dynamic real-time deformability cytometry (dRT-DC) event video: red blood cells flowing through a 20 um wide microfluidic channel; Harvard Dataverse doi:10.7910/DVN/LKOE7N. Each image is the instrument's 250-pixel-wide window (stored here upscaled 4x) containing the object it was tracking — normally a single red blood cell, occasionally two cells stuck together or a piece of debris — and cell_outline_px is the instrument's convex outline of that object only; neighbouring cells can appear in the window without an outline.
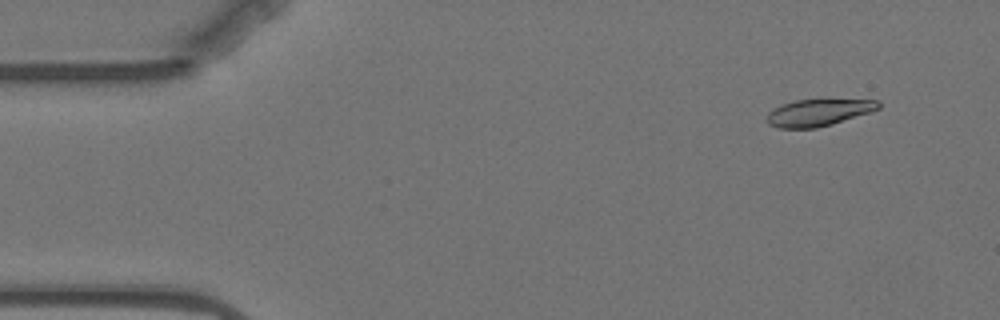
{"species": "Egyptian fruit bat (a non-hibernating species)", "species_latin": "Rousettus aegyptiacus", "temperature_condition": "warm", "stored_images_in_passage": 4, "camera_frame_rate_fps": 3000, "um_per_image_px": 0.085, "animal": {"sex": "female"}, "frame": {"image": 1, "passage_image": 1, "time_ms": 0.0, "image_size_px": [1000, 320], "cell_outline_px": [[880, 108], [872, 112], [832, 124], [816, 128], [780, 128], [768, 124], [764, 120], [768, 112], [772, 108], [780, 104], [796, 100], [880, 100]], "centroid_in_image_um": [69.52, 9.57], "position_along_channel_um": 15.5, "area_um2": 17.63}}
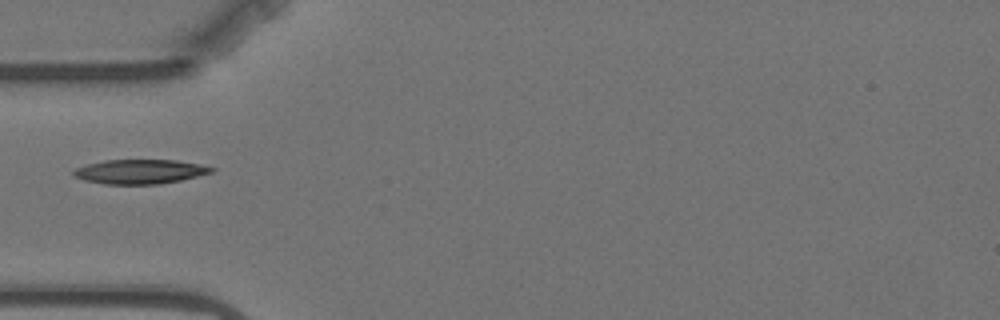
{"frame": {"image": 2, "passage_image": 4, "time_ms": 4.333, "image_size_px": [1000, 320], "cell_outline_px": [[216, 168], [212, 172], [180, 180], [160, 184], [104, 184], [84, 180], [72, 176], [72, 172], [76, 168], [88, 164], [104, 160], [176, 160], [200, 164]], "centroid_in_image_um": [11.87, 14.59], "position_along_channel_um": 73.1, "area_um2": 19.54}}